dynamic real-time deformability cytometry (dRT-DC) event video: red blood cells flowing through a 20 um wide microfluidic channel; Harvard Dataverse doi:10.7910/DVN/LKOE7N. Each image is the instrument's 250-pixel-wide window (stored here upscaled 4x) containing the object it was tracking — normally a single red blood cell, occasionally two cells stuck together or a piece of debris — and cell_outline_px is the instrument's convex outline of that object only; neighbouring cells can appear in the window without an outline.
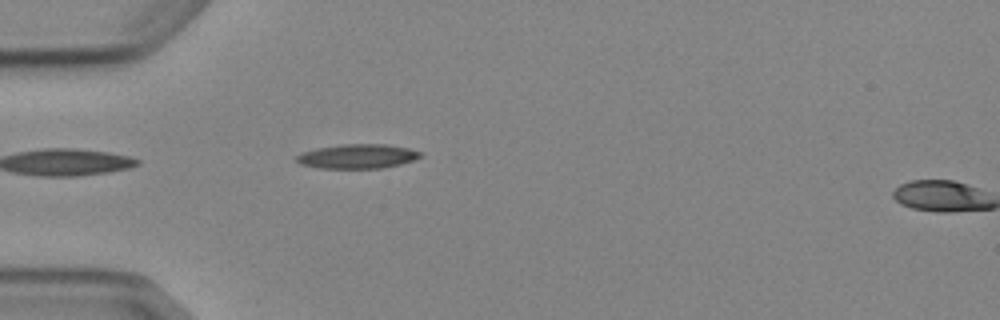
{"species": "Egyptian fruit bat (a non-hibernating species)", "species_latin": "Rousettus aegyptiacus", "temperature_condition": "cold", "stored_images_in_passage": 5, "segment_of_instrument_passage": [2, 3], "camera_frame_rate_fps": 3000, "um_per_image_px": 0.085, "animal": {"sex": "female"}, "frame": {"image": 1, "passage_image": 4, "time_ms": 4.333, "image_size_px": [1000, 320], "cell_outline_px": [[424, 156], [400, 164], [380, 168], [320, 168], [300, 164], [296, 160], [296, 156], [304, 152], [316, 148], [344, 144], [388, 144], [408, 148], [424, 152]], "centroid_in_image_um": [30.43, 13.28], "position_along_channel_um": 54.6, "area_um2": 17.57}}